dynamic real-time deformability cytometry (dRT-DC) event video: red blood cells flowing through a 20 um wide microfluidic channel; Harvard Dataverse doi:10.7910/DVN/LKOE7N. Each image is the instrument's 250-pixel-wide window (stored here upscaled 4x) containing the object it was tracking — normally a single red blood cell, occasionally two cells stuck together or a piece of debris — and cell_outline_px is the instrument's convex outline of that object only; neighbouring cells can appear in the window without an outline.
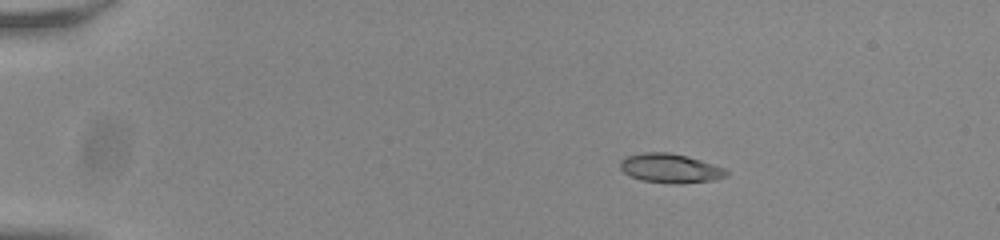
{"species": "common noctule bat (a hibernating species)", "species_latin": "Nyctalus noctula", "temperature_condition": "room temperature", "stored_images_in_passage": 46, "camera_frame_rate_fps": 3000, "um_per_image_px": 0.085, "animal": {"sex": "male", "body_mass_g": 20.0, "forearm_length_mm": 53.3}, "frame": {"image": 1, "passage_image": 1, "time_ms": 0.0, "image_size_px": [1000, 240], "cell_outline_px": [[728, 176], [712, 180], [680, 184], [668, 184], [644, 180], [632, 176], [624, 172], [620, 168], [620, 160], [624, 156], [644, 152], [668, 152], [688, 156], [724, 168], [728, 172]], "centroid_in_image_um": [56.96, 14.3], "position_along_channel_um": 28.0, "area_um2": 18.09}}
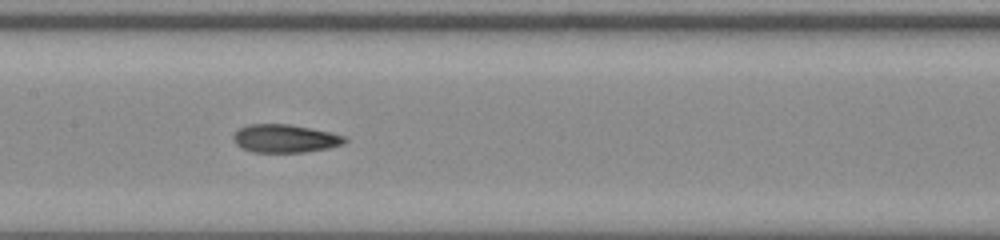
{"frame": {"image": 2, "passage_image": 20, "time_ms": 6.333, "image_size_px": [1000, 240], "cell_outline_px": [[348, 140], [344, 144], [328, 148], [304, 152], [256, 152], [244, 148], [236, 144], [232, 136], [240, 128], [248, 124], [288, 124], [312, 128], [348, 136]], "centroid_in_image_um": [24.28, 11.76], "position_along_channel_um": 183.1, "area_um2": 18.26}}
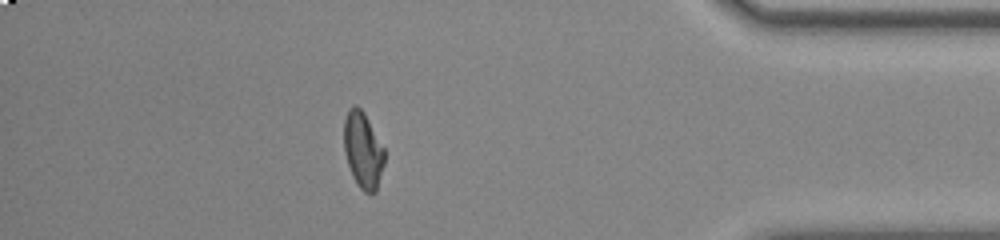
{"frame": {"image": 3, "passage_image": 40, "time_ms": 13.0, "image_size_px": [1000, 240], "cell_outline_px": [[384, 164], [376, 192], [372, 196], [364, 192], [360, 188], [352, 176], [344, 152], [344, 120], [348, 108], [352, 104], [356, 104], [364, 112], [384, 148]], "centroid_in_image_um": [30.85, 12.77], "position_along_channel_um": 404.4, "area_um2": 18.21}, "authors_computed_cell_mechanics": {"area_um2": 18.0914, "velocity_mm_per_s": 3.8242, "shape_relaxation_time_tau1_ms": 5.8426, "shape_relaxation_time_tau2_ms": 2.2443, "deformation_change_tau1": 0.1948, "deformation_change_tau2": 0.1023}}